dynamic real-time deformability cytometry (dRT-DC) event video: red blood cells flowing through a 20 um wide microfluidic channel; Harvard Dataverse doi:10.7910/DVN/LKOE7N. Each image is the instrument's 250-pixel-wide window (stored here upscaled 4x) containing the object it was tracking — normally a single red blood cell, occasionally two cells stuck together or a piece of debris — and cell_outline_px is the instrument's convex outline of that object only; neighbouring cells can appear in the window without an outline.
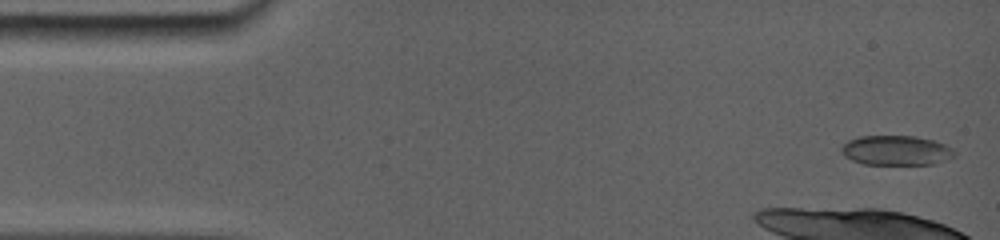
{"species": "common noctule bat (a hibernating species)", "species_latin": "Nyctalus noctula", "temperature_condition": "room temperature", "stored_images_in_passage": 4, "camera_frame_rate_fps": 5000, "um_per_image_px": 0.085, "animal": {"sex": "female", "body_mass_g": 19.0, "forearm_length_mm": 56.7}, "frame": {"image": 1, "passage_image": 1, "time_ms": 0.0, "image_size_px": [1000, 240], "cell_outline_px": [[940, 144], [928, 164], [868, 164], [856, 160], [848, 156], [844, 152], [844, 148], [852, 140], [864, 136], [912, 136], [932, 140]], "centroid_in_image_um": [75.8, 12.75], "position_along_channel_um": 9.2, "area_um2": 16.47}}